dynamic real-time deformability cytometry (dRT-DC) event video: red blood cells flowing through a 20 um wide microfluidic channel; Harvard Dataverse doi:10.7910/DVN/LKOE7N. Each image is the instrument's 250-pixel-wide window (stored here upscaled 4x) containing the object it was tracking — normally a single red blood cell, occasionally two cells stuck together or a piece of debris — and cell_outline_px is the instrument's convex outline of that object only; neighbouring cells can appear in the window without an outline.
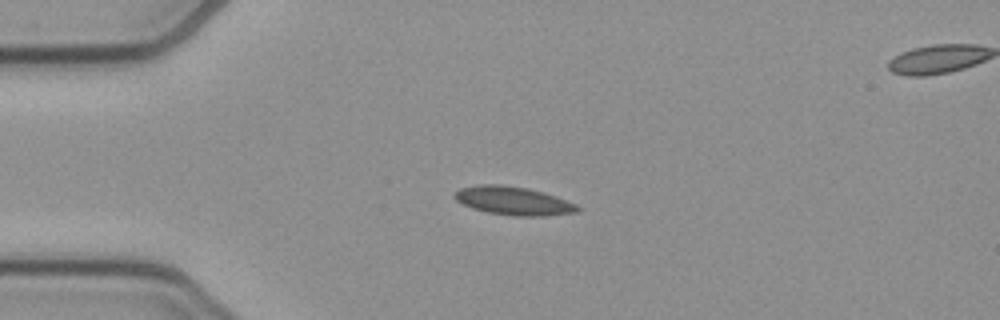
{"species": "common noctule bat (a hibernating species)", "species_latin": "Nyctalus noctula", "temperature_condition": "cold", "stored_images_in_passage": 42, "segment_of_instrument_passage": [1, 2], "camera_frame_rate_fps": 3000, "um_per_image_px": 0.085, "animal": {"sex": "female", "body_mass_g": 21.9}, "frame": {"image": 1, "passage_image": 1, "time_ms": 0.0, "image_size_px": [1000, 320], "cell_outline_px": [[580, 212], [544, 216], [516, 216], [488, 212], [472, 208], [456, 200], [452, 196], [460, 188], [480, 184], [500, 184], [528, 188], [544, 192], [576, 204], [580, 208]], "centroid_in_image_um": [43.65, 17.07], "position_along_channel_um": 41.4, "area_um2": 20.35}}
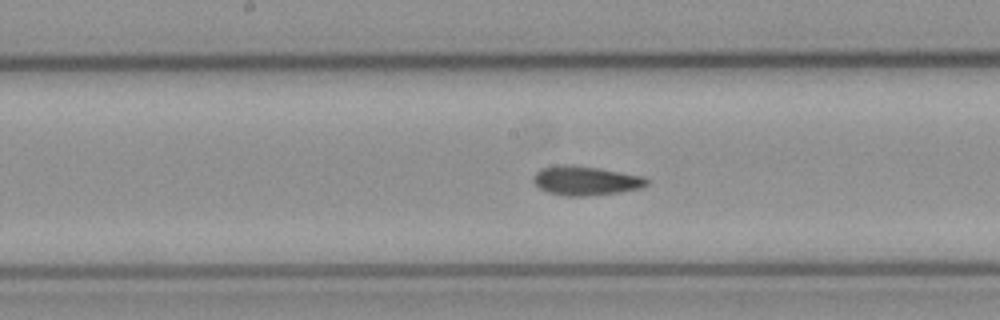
{"frame": {"image": 2, "passage_image": 15, "time_ms": 4.667, "image_size_px": [1000, 320], "cell_outline_px": [[648, 184], [640, 188], [620, 192], [584, 196], [564, 196], [548, 192], [540, 188], [532, 180], [532, 176], [540, 168], [564, 164], [568, 164], [600, 168], [644, 176], [648, 180]], "centroid_in_image_um": [49.77, 15.35], "position_along_channel_um": 198.4, "area_um2": 19.36}}
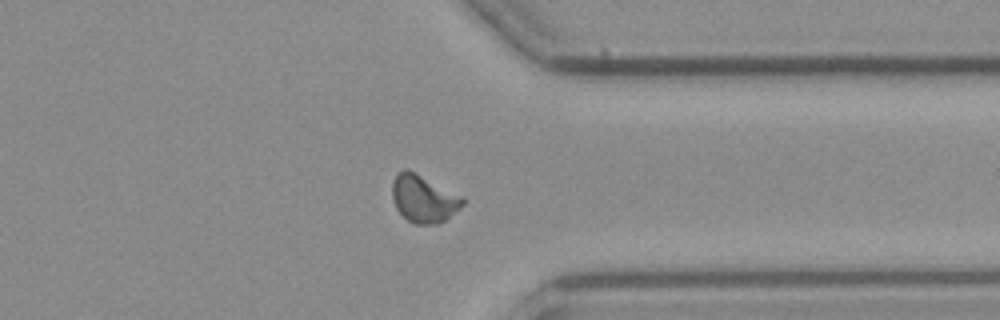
{"frame": {"image": 3, "passage_image": 29, "time_ms": 9.333, "image_size_px": [1000, 320], "cell_outline_px": [[468, 200], [460, 208], [444, 220], [436, 224], [416, 224], [408, 220], [396, 208], [392, 196], [392, 180], [396, 172], [404, 168], [408, 168], [464, 196]], "centroid_in_image_um": [36.02, 16.84], "position_along_channel_um": 375.4, "area_um2": 19.83}}